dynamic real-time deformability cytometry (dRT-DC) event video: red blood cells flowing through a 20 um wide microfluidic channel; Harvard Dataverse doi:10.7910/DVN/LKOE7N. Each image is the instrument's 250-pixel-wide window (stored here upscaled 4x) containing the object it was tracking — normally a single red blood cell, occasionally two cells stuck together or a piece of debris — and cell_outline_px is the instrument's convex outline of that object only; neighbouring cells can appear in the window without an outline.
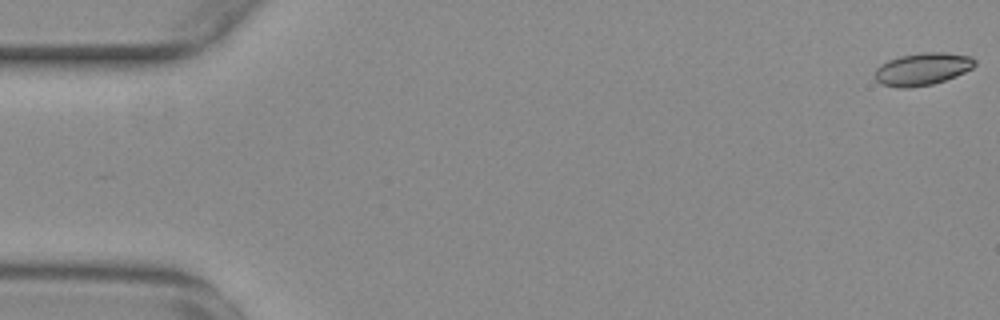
{"species": "common noctule bat (a hibernating species)", "species_latin": "Nyctalus noctula", "temperature_condition": "warm", "stored_images_in_passage": 51, "camera_frame_rate_fps": 3000, "um_per_image_px": 0.085, "animal": {"sex": "female", "body_mass_g": 29.2, "forearm_length_mm": 56.3}, "frame": {"image": 1, "passage_image": 1, "time_ms": 0.0, "image_size_px": [1000, 320], "cell_outline_px": [[976, 64], [972, 68], [956, 76], [932, 84], [908, 88], [900, 88], [880, 84], [876, 80], [876, 68], [880, 64], [888, 60], [900, 56], [920, 52], [944, 52], [972, 56], [976, 60]], "centroid_in_image_um": [78.41, 5.86], "position_along_channel_um": 6.6, "area_um2": 18.96}}
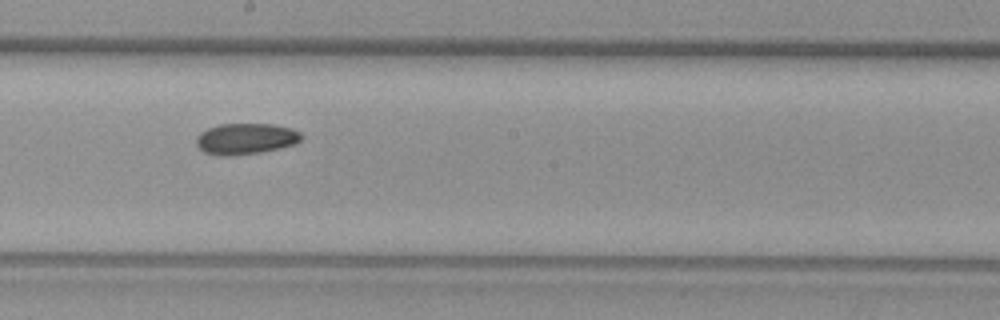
{"frame": {"image": 2, "passage_image": 31, "time_ms": 10.0, "image_size_px": [1000, 320], "cell_outline_px": [[304, 136], [296, 144], [260, 152], [228, 156], [220, 156], [204, 152], [196, 144], [196, 136], [200, 132], [208, 128], [220, 124], [272, 124], [292, 128], [300, 132]], "centroid_in_image_um": [20.89, 11.79], "position_along_channel_um": 227.3, "area_um2": 19.07}}
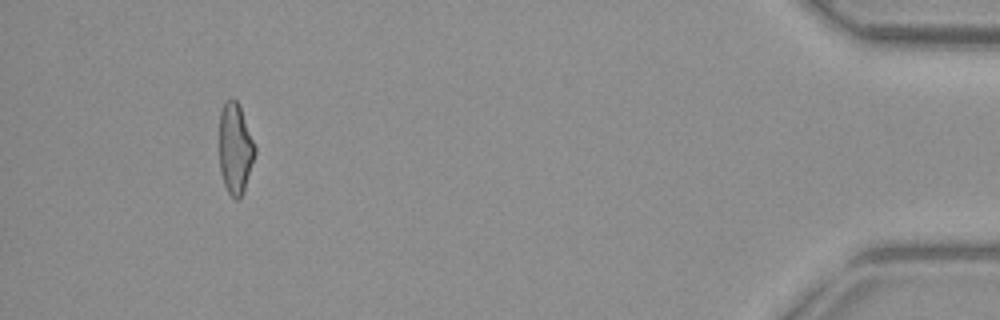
{"frame": {"image": 3, "passage_image": 47, "time_ms": 15.333, "image_size_px": [1000, 320], "cell_outline_px": [[256, 152], [244, 192], [240, 200], [236, 200], [228, 192], [224, 184], [220, 172], [220, 112], [224, 100], [232, 96], [236, 100], [240, 108], [256, 144]], "centroid_in_image_um": [20.0, 12.62], "position_along_channel_um": 415.2, "area_um2": 19.13}, "authors_computed_cell_mechanics": {"area_um2": 19.0162, "velocity_mm_per_s": 3.7015, "shape_relaxation_time_tau1_ms": null, "shape_relaxation_time_tau2_ms": 7.4473, "deformation_change_tau1": null, "deformation_change_tau2": 0.0904}}